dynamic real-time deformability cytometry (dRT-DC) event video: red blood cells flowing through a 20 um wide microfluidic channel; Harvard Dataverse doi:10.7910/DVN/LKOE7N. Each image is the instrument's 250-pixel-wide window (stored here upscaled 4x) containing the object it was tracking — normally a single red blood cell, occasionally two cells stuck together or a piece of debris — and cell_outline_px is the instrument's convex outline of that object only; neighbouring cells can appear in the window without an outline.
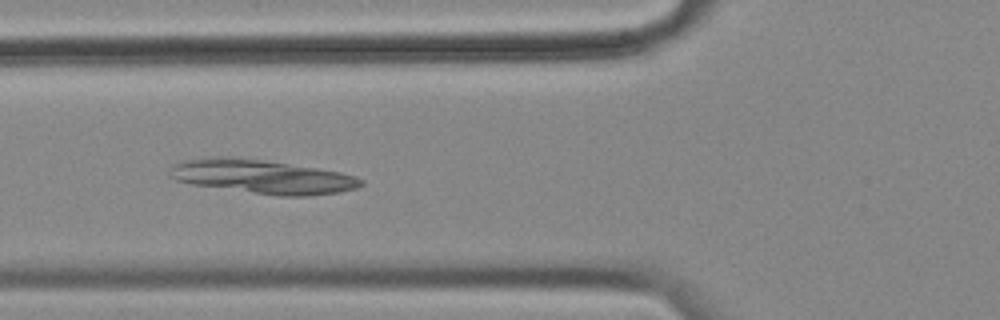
{"species": "common noctule bat (a hibernating species)", "species_latin": "Nyctalus noctula", "temperature_condition": "cold", "stored_images_in_passage": 48, "camera_frame_rate_fps": 3000, "um_per_image_px": 0.085, "animal": {"sex": "female", "body_mass_g": 18.4}, "frame": {"image": 1, "passage_image": 13, "time_ms": 4.0, "image_size_px": [1000, 320], "cell_outline_px": [[364, 184], [356, 188], [340, 192], [308, 196], [280, 196], [192, 184], [176, 180], [168, 176], [172, 164], [184, 160], [212, 156], [240, 156], [316, 168], [340, 172], [356, 176], [364, 180]], "centroid_in_image_um": [22.28, 15.0], "position_along_channel_um": 103.5, "area_um2": 38.03}}
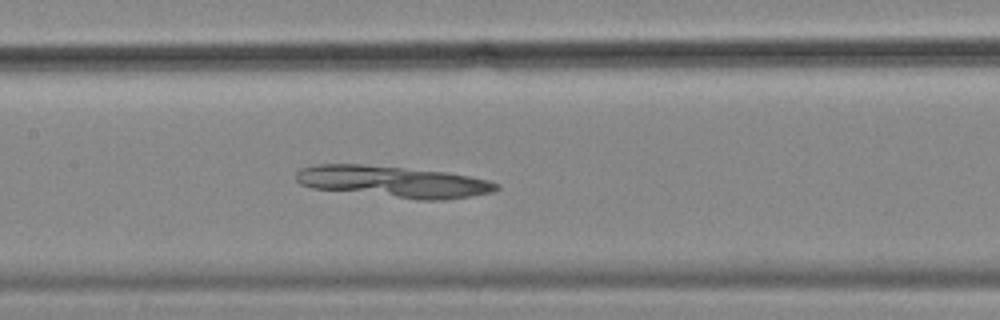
{"frame": {"image": 2, "passage_image": 19, "time_ms": 6.0, "image_size_px": [1000, 320], "cell_outline_px": [[500, 188], [492, 192], [444, 200], [416, 200], [312, 188], [300, 184], [296, 180], [296, 172], [300, 168], [316, 164], [360, 164], [448, 172], [488, 180], [500, 184]], "centroid_in_image_um": [33.41, 15.45], "position_along_channel_um": 174.0, "area_um2": 36.88}}
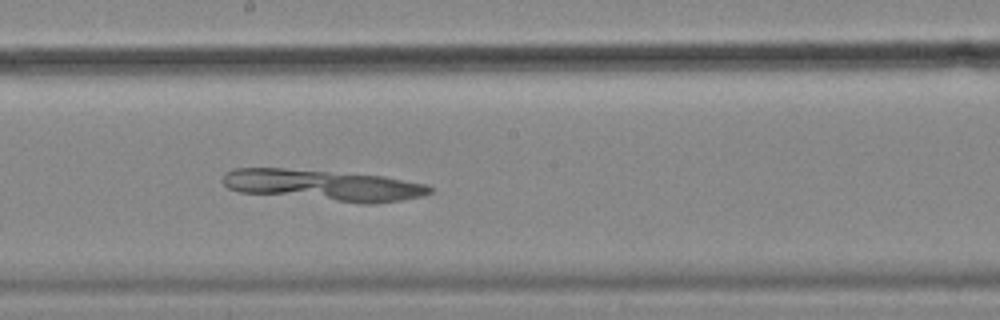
{"frame": {"image": 3, "passage_image": 23, "time_ms": 7.333, "image_size_px": [1000, 320], "cell_outline_px": [[432, 192], [424, 196], [376, 204], [364, 204], [240, 192], [228, 188], [224, 184], [224, 172], [232, 168], [284, 168], [384, 176], [428, 184], [432, 188]], "centroid_in_image_um": [27.51, 15.75], "position_along_channel_um": 220.7, "area_um2": 37.69}}